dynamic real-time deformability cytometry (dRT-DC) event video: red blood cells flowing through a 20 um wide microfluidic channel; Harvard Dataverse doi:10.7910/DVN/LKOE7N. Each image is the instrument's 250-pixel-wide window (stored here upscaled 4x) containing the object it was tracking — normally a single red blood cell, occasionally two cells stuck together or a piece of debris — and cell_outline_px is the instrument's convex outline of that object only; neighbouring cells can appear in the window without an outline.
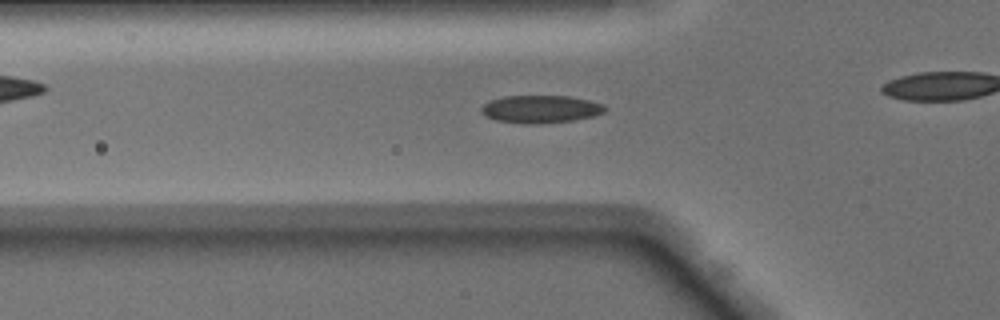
{"species": "Egyptian fruit bat (a non-hibernating species)", "species_latin": "Rousettus aegyptiacus", "temperature_condition": "warm", "stored_images_in_passage": 41, "camera_frame_rate_fps": 3000, "um_per_image_px": 0.085, "animal": {"sex": "male"}, "frame": {"image": 1, "passage_image": 17, "time_ms": 5.333, "image_size_px": [1000, 320], "cell_outline_px": [[608, 108], [604, 112], [592, 116], [572, 120], [540, 124], [524, 124], [496, 120], [484, 116], [480, 112], [480, 108], [488, 100], [504, 96], [568, 96], [588, 100], [604, 104]], "centroid_in_image_um": [45.91, 9.27], "position_along_channel_um": 79.9, "area_um2": 20.11}}
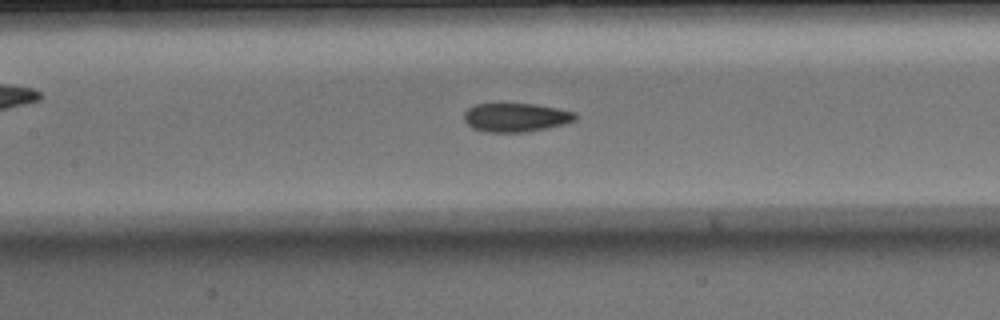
{"frame": {"image": 2, "passage_image": 23, "time_ms": 7.333, "image_size_px": [1000, 320], "cell_outline_px": [[576, 120], [564, 124], [524, 132], [488, 132], [472, 128], [464, 120], [464, 112], [468, 108], [476, 104], [536, 104], [576, 112]], "centroid_in_image_um": [43.84, 9.98], "position_along_channel_um": 163.6, "area_um2": 18.5}}
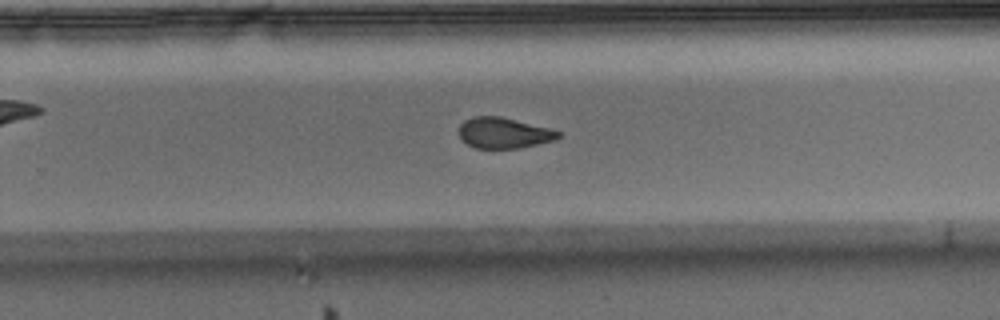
{"frame": {"image": 3, "passage_image": 32, "time_ms": 10.333, "image_size_px": [1000, 320], "cell_outline_px": [[564, 132], [556, 140], [520, 148], [476, 148], [460, 140], [460, 124], [464, 120], [472, 116], [500, 116], [552, 128]], "centroid_in_image_um": [42.87, 11.29], "position_along_channel_um": 286.9, "area_um2": 18.09}}